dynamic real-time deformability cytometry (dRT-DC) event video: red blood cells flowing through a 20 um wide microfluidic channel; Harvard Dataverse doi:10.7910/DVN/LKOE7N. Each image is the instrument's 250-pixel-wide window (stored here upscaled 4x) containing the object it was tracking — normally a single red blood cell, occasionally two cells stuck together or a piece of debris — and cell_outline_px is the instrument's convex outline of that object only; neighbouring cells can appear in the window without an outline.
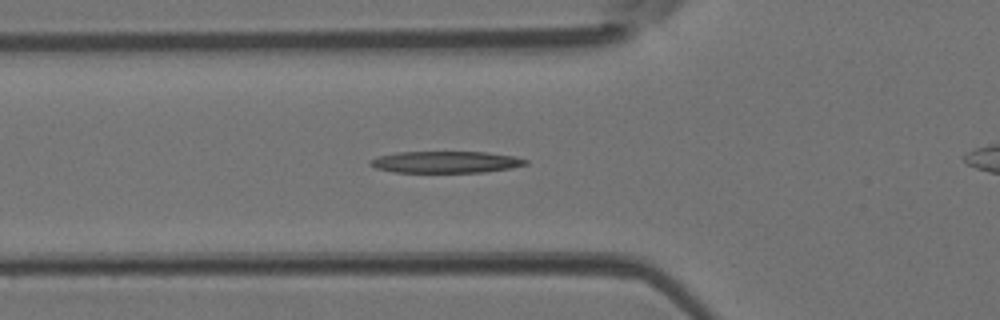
{"species": "Egyptian fruit bat (a non-hibernating species)", "species_latin": "Rousettus aegyptiacus", "temperature_condition": "room temperature", "stored_images_in_passage": 32, "camera_frame_rate_fps": 3000, "um_per_image_px": 0.085, "animal": {"sex": "female"}, "frame": {"image": 1, "passage_image": 2, "time_ms": 0.333, "image_size_px": [1000, 320], "cell_outline_px": [[528, 164], [512, 168], [484, 172], [392, 172], [376, 168], [368, 164], [368, 160], [380, 156], [396, 152], [488, 152], [512, 156], [528, 160]], "centroid_in_image_um": [37.88, 13.77], "position_along_channel_um": 87.9, "area_um2": 19.65}}
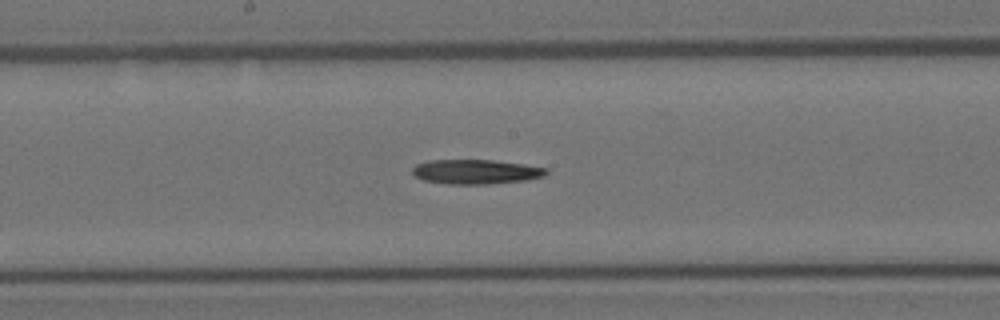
{"frame": {"image": 2, "passage_image": 10, "time_ms": 3.0, "image_size_px": [1000, 320], "cell_outline_px": [[548, 172], [544, 176], [528, 180], [484, 184], [448, 184], [424, 180], [416, 176], [412, 172], [412, 168], [416, 164], [428, 160], [492, 160], [524, 164], [548, 168]], "centroid_in_image_um": [40.46, 14.59], "position_along_channel_um": 207.7, "area_um2": 19.13}}
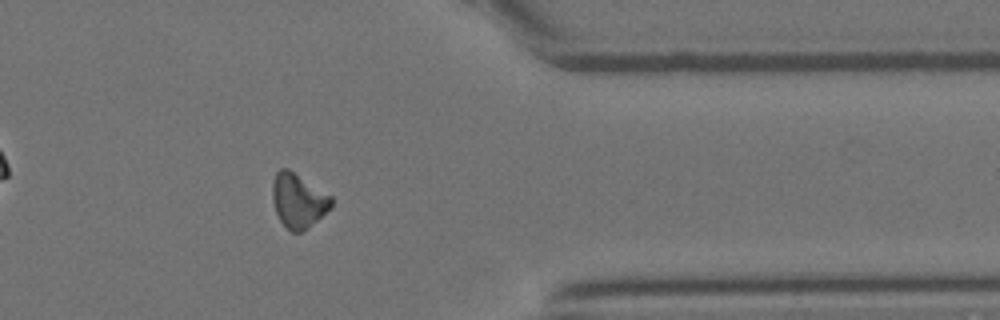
{"frame": {"image": 3, "passage_image": 23, "time_ms": 7.333, "image_size_px": [1000, 320], "cell_outline_px": [[332, 208], [300, 232], [292, 232], [280, 220], [276, 212], [272, 200], [272, 184], [276, 172], [280, 168], [288, 168], [332, 196]], "centroid_in_image_um": [25.34, 17.02], "position_along_channel_um": 386.1, "area_um2": 18.44}}